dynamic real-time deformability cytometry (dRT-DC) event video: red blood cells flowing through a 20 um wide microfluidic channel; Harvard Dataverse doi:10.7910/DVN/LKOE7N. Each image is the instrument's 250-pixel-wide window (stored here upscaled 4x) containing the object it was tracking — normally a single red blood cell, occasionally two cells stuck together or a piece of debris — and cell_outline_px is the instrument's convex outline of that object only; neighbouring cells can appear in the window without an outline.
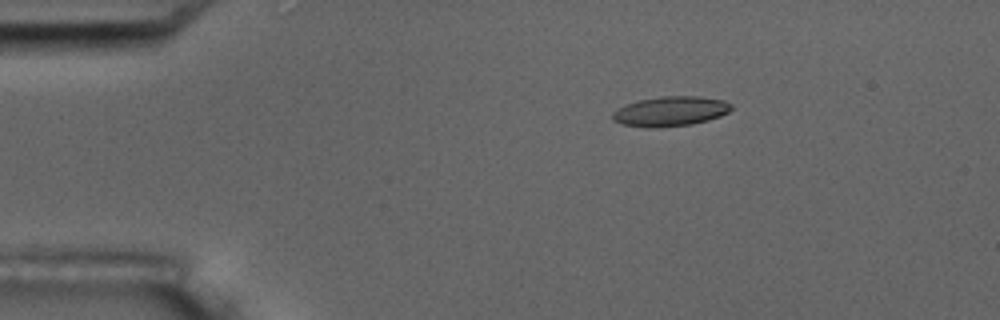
{"species": "common noctule bat (a hibernating species)", "species_latin": "Nyctalus noctula", "temperature_condition": "room temperature", "stored_images_in_passage": 3, "camera_frame_rate_fps": 3000, "um_per_image_px": 0.085, "animal": {"sex": "male", "body_mass_g": 17.5, "forearm_length_mm": 52.3}, "frame": {"image": 1, "passage_image": 1, "time_ms": 0.0, "image_size_px": [1000, 320], "cell_outline_px": [[732, 108], [728, 112], [720, 116], [708, 120], [692, 124], [660, 128], [644, 128], [624, 124], [612, 120], [612, 112], [616, 108], [624, 104], [640, 100], [660, 96], [700, 96], [724, 100], [732, 104]], "centroid_in_image_um": [56.96, 9.46], "position_along_channel_um": 28.0, "area_um2": 20.92}}